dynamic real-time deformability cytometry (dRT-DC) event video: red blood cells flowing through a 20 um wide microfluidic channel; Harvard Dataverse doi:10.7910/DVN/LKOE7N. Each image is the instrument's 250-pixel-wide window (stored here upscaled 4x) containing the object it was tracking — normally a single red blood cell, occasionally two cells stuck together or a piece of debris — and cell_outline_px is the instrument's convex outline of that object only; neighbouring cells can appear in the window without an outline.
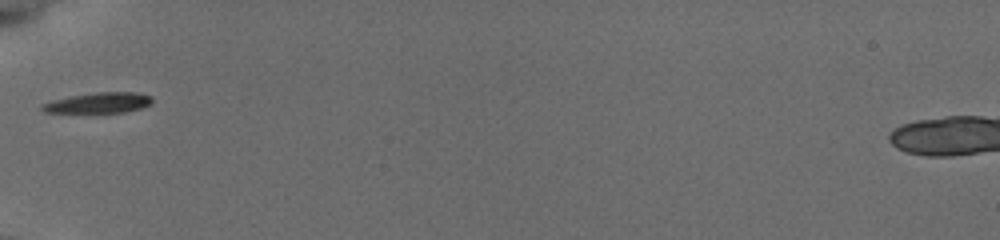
{"species": "common noctule bat (a hibernating species)", "species_latin": "Nyctalus noctula", "temperature_condition": "cold", "stored_images_in_passage": 35, "camera_frame_rate_fps": 3000, "um_per_image_px": 0.085, "animal": {"sex": "female", "body_mass_g": 19.5, "forearm_length_mm": 54.1}, "frame": {"image": 1, "passage_image": 1, "time_ms": 0.0, "image_size_px": [1000, 240], "cell_outline_px": [[152, 100], [148, 104], [140, 108], [124, 112], [100, 116], [44, 112], [40, 108], [40, 104], [52, 100], [72, 96], [96, 92], [136, 92], [152, 96]], "centroid_in_image_um": [8.29, 8.8], "position_along_channel_um": 76.7, "area_um2": 14.1}}
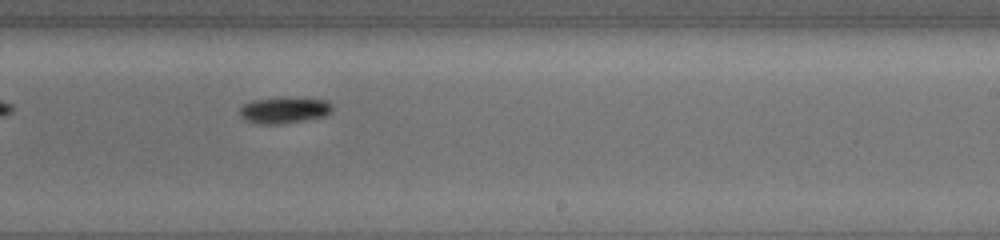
{"frame": {"image": 2, "passage_image": 16, "time_ms": 5.0, "image_size_px": [1000, 240], "cell_outline_px": [[332, 112], [324, 116], [304, 120], [280, 124], [260, 124], [244, 120], [240, 116], [240, 108], [244, 104], [252, 100], [324, 100], [332, 104]], "centroid_in_image_um": [24.12, 9.42], "position_along_channel_um": 264.9, "area_um2": 13.35}}
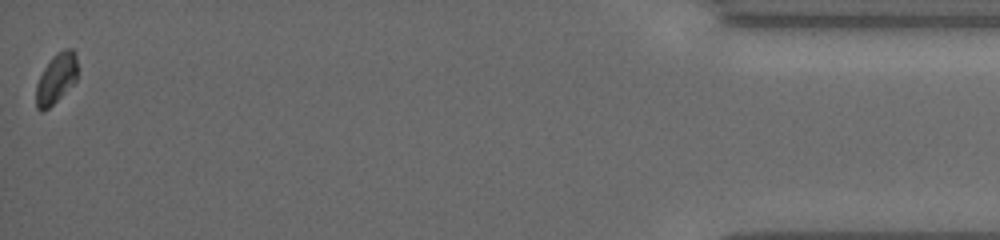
{"frame": {"image": 3, "passage_image": 35, "time_ms": 11.333, "image_size_px": [1000, 240], "cell_outline_px": [[76, 80], [48, 108], [40, 112], [36, 108], [36, 84], [44, 68], [52, 56], [56, 52], [64, 48], [72, 48], [76, 52]], "centroid_in_image_um": [4.76, 6.63], "position_along_channel_um": 430.4, "area_um2": 11.91}, "authors_computed_cell_mechanics": {"area_um2": 13.1206, "velocity_mm_per_s": 3.7936, "shape_relaxation_time_tau1_ms": 2.7698, "shape_relaxation_time_tau2_ms": null, "deformation_change_tau1": 0.15, "deformation_change_tau2": null}}